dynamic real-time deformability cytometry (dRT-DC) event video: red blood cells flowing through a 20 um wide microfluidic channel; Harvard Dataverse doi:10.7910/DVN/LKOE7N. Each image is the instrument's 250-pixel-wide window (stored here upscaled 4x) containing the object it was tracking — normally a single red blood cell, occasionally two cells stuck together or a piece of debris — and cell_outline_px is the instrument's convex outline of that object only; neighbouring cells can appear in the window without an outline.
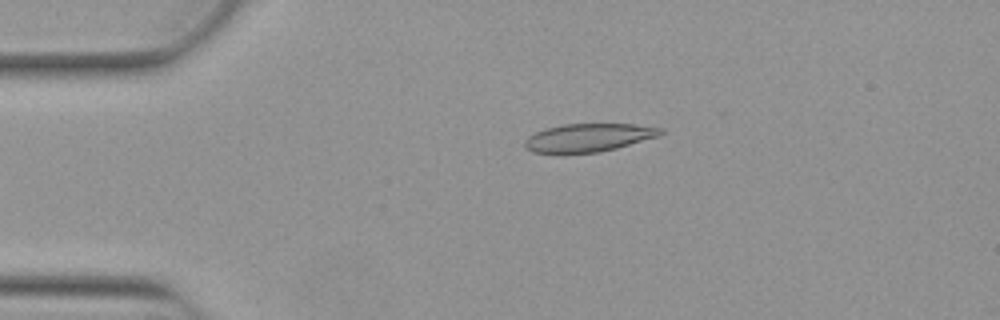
{"species": "Egyptian fruit bat (a non-hibernating species)", "species_latin": "Rousettus aegyptiacus", "temperature_condition": "warm", "stored_images_in_passage": 52, "camera_frame_rate_fps": 3000, "um_per_image_px": 0.085, "animal": {"sex": "female"}, "frame": {"image": 1, "passage_image": 11, "time_ms": 3.333, "image_size_px": [1000, 320], "cell_outline_px": [[664, 132], [660, 136], [616, 148], [600, 152], [564, 156], [532, 152], [524, 144], [524, 140], [528, 136], [544, 128], [560, 124], [636, 124], [664, 128]], "centroid_in_image_um": [49.99, 11.73], "position_along_channel_um": 35.0, "area_um2": 23.18}}
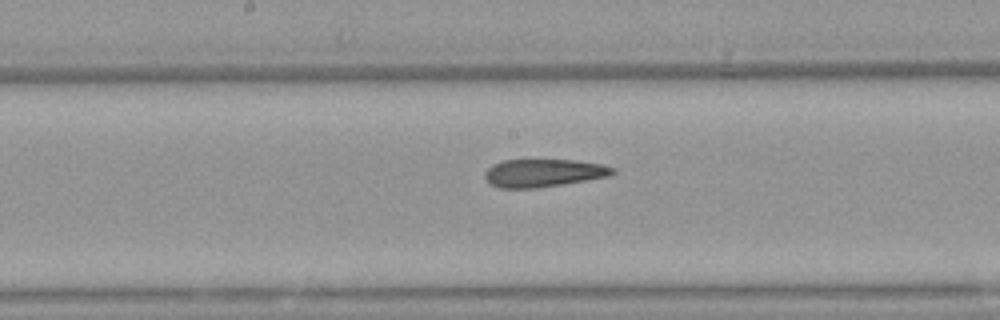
{"frame": {"image": 2, "passage_image": 27, "time_ms": 8.667, "image_size_px": [1000, 320], "cell_outline_px": [[616, 172], [608, 176], [588, 180], [536, 188], [500, 188], [488, 184], [484, 176], [484, 172], [492, 164], [504, 160], [572, 160], [604, 164], [616, 168]], "centroid_in_image_um": [46.18, 14.7], "position_along_channel_um": 202.0, "area_um2": 20.92}}
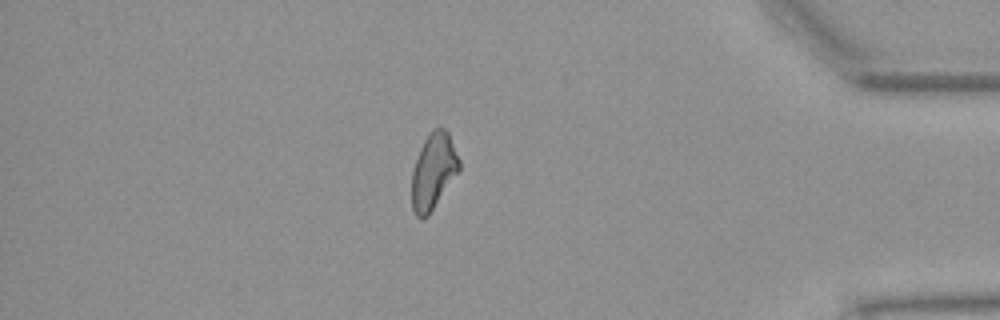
{"frame": {"image": 3, "passage_image": 45, "time_ms": 14.667, "image_size_px": [1000, 320], "cell_outline_px": [[460, 172], [428, 216], [416, 216], [412, 208], [412, 168], [420, 148], [428, 132], [432, 128], [440, 124], [448, 132], [460, 160]], "centroid_in_image_um": [36.86, 14.5], "position_along_channel_um": 398.3, "area_um2": 21.39}, "authors_computed_cell_mechanics": {"area_um2": 21.964, "velocity_mm_per_s": 3.8854, "shape_relaxation_time_tau1_ms": null, "shape_relaxation_time_tau2_ms": 3.7854, "deformation_change_tau1": null, "deformation_change_tau2": 0.1417}}